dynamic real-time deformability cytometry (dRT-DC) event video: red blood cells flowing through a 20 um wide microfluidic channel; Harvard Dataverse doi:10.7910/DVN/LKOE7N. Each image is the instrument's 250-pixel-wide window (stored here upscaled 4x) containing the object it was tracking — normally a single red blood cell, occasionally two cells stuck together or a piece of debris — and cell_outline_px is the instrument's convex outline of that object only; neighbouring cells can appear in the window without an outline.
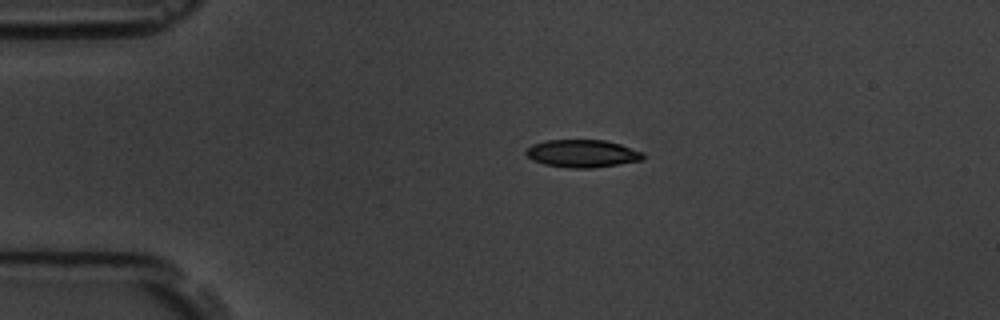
{"species": "common noctule bat (a hibernating species)", "species_latin": "Nyctalus noctula", "temperature_condition": "room temperature", "stored_images_in_passage": 45, "camera_frame_rate_fps": 3000, "um_per_image_px": 0.085, "animal": {"sex": "male", "body_mass_g": 19.5, "forearm_length_mm": 54.6}, "frame": {"image": 1, "passage_image": 1, "time_ms": 0.0, "image_size_px": [1000, 320], "cell_outline_px": [[644, 156], [640, 160], [592, 168], [568, 168], [544, 164], [532, 160], [524, 152], [532, 144], [544, 140], [604, 140], [620, 144], [644, 152]], "centroid_in_image_um": [49.46, 13.04], "position_along_channel_um": 35.5, "area_um2": 18.79}}
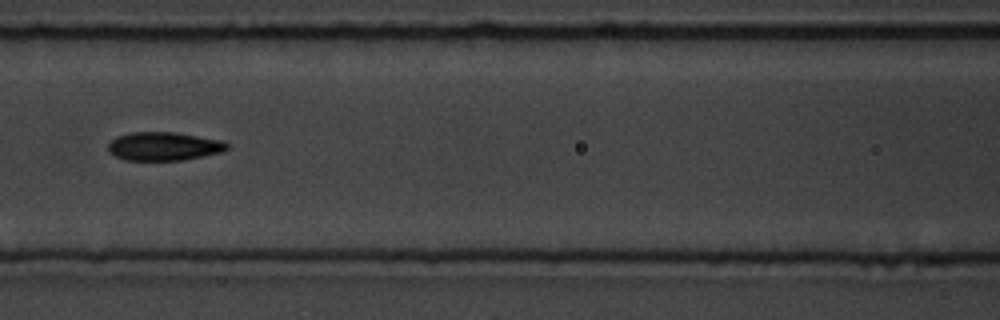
{"frame": {"image": 2, "passage_image": 14, "time_ms": 4.333, "image_size_px": [1000, 320], "cell_outline_px": [[228, 148], [224, 152], [184, 160], [124, 160], [108, 152], [108, 144], [116, 136], [132, 132], [172, 132], [224, 140], [228, 144]], "centroid_in_image_um": [13.94, 12.44], "position_along_channel_um": 152.7, "area_um2": 19.88}}
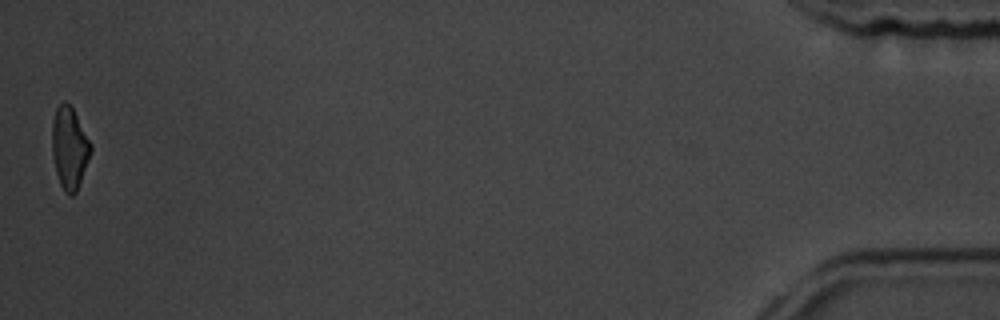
{"frame": {"image": 3, "passage_image": 45, "time_ms": 14.667, "image_size_px": [1000, 320], "cell_outline_px": [[92, 148], [88, 160], [76, 192], [72, 196], [68, 196], [64, 192], [60, 184], [56, 172], [52, 152], [52, 120], [56, 108], [64, 100], [72, 108], [92, 144]], "centroid_in_image_um": [5.89, 12.58], "position_along_channel_um": 429.3, "area_um2": 18.32}, "authors_computed_cell_mechanics": {"area_um2": 19.652, "velocity_mm_per_s": 3.6128, "shape_relaxation_time_tau1_ms": 3.4239, "shape_relaxation_time_tau2_ms": 2.4312, "deformation_change_tau1": 0.1484, "deformation_change_tau2": 0.0847}}